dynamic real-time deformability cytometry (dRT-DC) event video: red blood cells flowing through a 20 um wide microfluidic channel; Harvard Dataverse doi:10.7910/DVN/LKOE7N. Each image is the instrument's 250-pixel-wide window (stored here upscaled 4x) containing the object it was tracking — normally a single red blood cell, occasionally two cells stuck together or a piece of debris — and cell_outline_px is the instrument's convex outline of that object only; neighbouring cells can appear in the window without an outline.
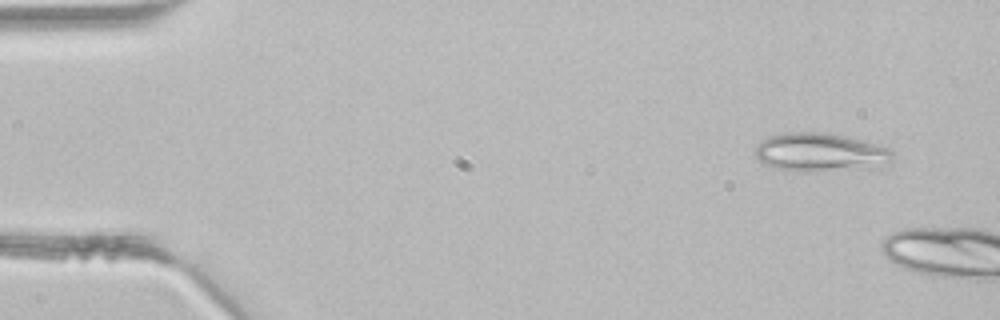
{"species": "common noctule bat (a hibernating species)", "species_latin": "Nyctalus noctula", "temperature_condition": "room temperature", "stored_images_in_passage": 2, "camera_frame_rate_fps": 3000, "um_per_image_px": 0.085, "animal": {"sex": "male", "body_mass_g": 21.5, "forearm_length_mm": 52.0}, "frame": {"image": 1, "passage_image": 1, "time_ms": 0.0, "image_size_px": [1000, 320], "cell_outline_px": [[892, 156], [880, 168], [804, 172], [776, 168], [764, 164], [756, 156], [756, 144], [760, 140], [768, 136], [784, 132], [824, 132], [848, 136], [864, 140], [892, 148]], "centroid_in_image_um": [69.74, 12.94], "position_along_channel_um": 15.3, "area_um2": 31.39}}